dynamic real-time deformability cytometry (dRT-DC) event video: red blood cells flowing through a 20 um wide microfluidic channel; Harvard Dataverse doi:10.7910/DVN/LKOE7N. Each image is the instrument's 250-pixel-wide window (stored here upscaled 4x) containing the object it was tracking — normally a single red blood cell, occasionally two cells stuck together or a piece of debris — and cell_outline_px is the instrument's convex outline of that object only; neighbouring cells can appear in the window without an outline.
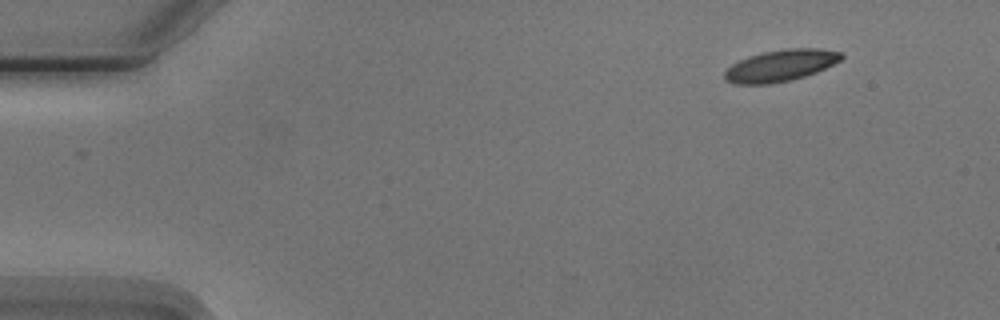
{"species": "Egyptian fruit bat (a non-hibernating species)", "species_latin": "Rousettus aegyptiacus", "temperature_condition": "cold", "stored_images_in_passage": 4, "camera_frame_rate_fps": 3000, "um_per_image_px": 0.085, "animal": {"sex": "male"}, "frame": {"image": 1, "passage_image": 1, "time_ms": 0.0, "image_size_px": [1000, 320], "cell_outline_px": [[844, 56], [840, 60], [816, 72], [804, 76], [772, 84], [732, 84], [724, 80], [724, 72], [732, 64], [748, 56], [764, 52], [788, 48], [820, 48], [840, 52]], "centroid_in_image_um": [66.31, 5.57], "position_along_channel_um": 18.7, "area_um2": 21.39}}
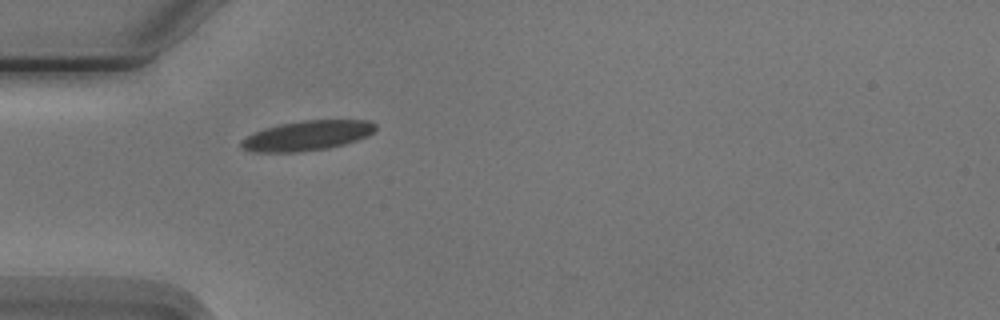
{"frame": {"image": 2, "passage_image": 4, "time_ms": 3.667, "image_size_px": [1000, 320], "cell_outline_px": [[376, 128], [368, 136], [344, 144], [328, 148], [296, 152], [256, 152], [240, 148], [240, 140], [256, 132], [280, 124], [300, 120], [368, 120], [376, 124]], "centroid_in_image_um": [26.11, 11.52], "position_along_channel_um": 58.9, "area_um2": 23.18}}